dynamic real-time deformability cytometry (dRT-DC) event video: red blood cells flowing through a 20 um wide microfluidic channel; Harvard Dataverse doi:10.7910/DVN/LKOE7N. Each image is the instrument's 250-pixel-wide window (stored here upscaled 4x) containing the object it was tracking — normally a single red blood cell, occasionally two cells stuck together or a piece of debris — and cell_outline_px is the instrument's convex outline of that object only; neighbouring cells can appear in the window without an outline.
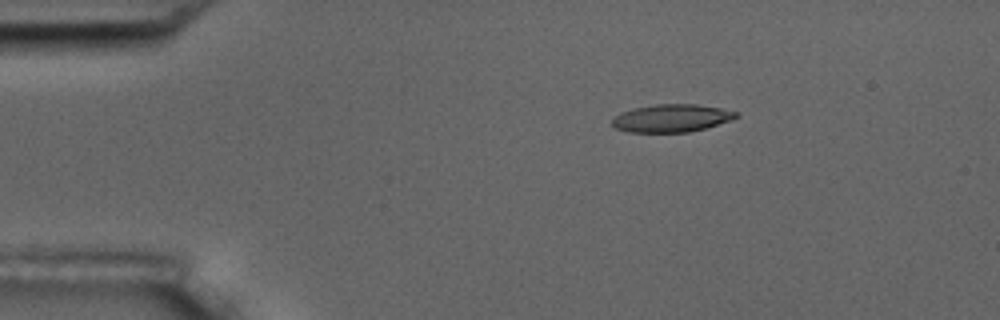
{"species": "common noctule bat (a hibernating species)", "species_latin": "Nyctalus noctula", "temperature_condition": "room temperature", "stored_images_in_passage": 4, "camera_frame_rate_fps": 3000, "um_per_image_px": 0.085, "animal": {"sex": "male", "body_mass_g": 17.5, "forearm_length_mm": 52.3}, "frame": {"image": 1, "passage_image": 2, "time_ms": 1.333, "image_size_px": [1000, 320], "cell_outline_px": [[740, 116], [704, 128], [688, 132], [628, 132], [616, 128], [612, 124], [612, 120], [620, 112], [636, 108], [656, 104], [696, 104], [720, 108], [740, 112]], "centroid_in_image_um": [57.08, 10.04], "position_along_channel_um": 27.9, "area_um2": 19.83}}
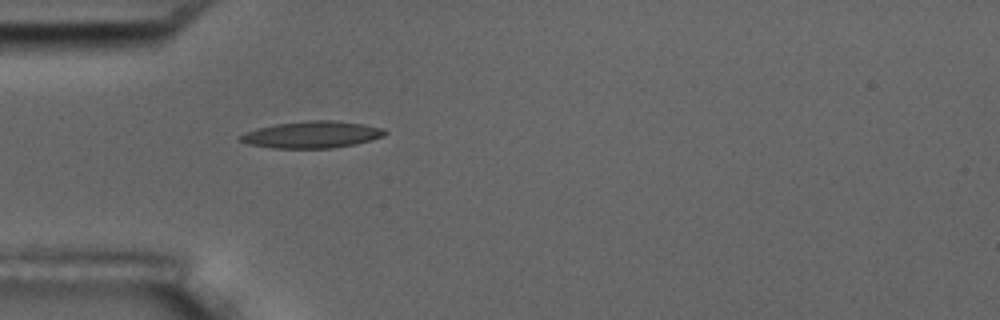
{"frame": {"image": 2, "passage_image": 4, "time_ms": 3.667, "image_size_px": [1000, 320], "cell_outline_px": [[388, 132], [384, 136], [356, 144], [332, 148], [272, 148], [248, 144], [240, 140], [240, 136], [256, 128], [276, 124], [308, 120], [332, 120], [364, 124], [384, 128]], "centroid_in_image_um": [26.56, 11.44], "position_along_channel_um": 58.4, "area_um2": 22.54}}